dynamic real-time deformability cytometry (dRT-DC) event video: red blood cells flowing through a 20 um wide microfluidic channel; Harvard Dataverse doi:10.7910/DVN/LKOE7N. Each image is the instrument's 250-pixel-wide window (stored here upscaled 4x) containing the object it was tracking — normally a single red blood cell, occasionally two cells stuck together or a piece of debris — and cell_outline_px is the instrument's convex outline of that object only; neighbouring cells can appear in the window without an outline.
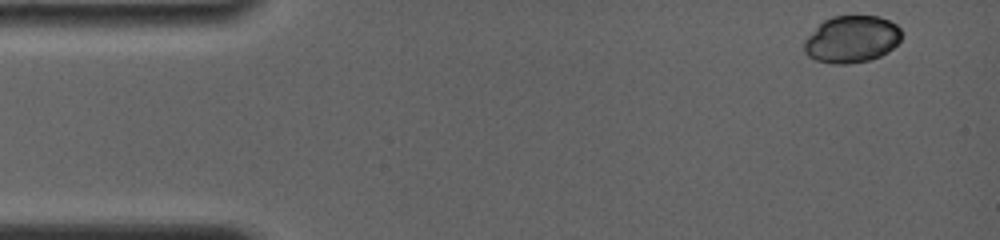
{"species": "common noctule bat (a hibernating species)", "species_latin": "Nyctalus noctula", "temperature_condition": "room temperature", "stored_images_in_passage": 32, "camera_frame_rate_fps": 4000, "um_per_image_px": 0.085, "animal": {"sex": "female", "body_mass_g": 19.0, "forearm_length_mm": 56.7}, "frame": {"image": 1, "passage_image": 1, "time_ms": 0.0, "image_size_px": [1000, 240], "cell_outline_px": [[900, 40], [888, 52], [880, 56], [868, 60], [848, 64], [832, 64], [816, 60], [808, 56], [804, 52], [804, 40], [824, 20], [832, 16], [880, 16], [896, 24], [900, 28]], "centroid_in_image_um": [72.38, 3.34], "position_along_channel_um": 12.6, "area_um2": 26.59}}
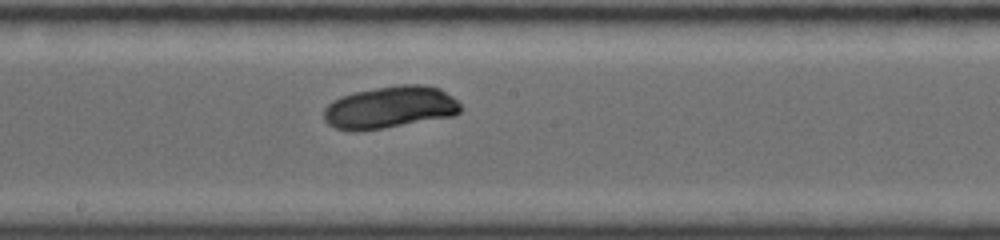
{"frame": {"image": 2, "passage_image": 18, "time_ms": 8.0, "image_size_px": [1000, 240], "cell_outline_px": [[460, 112], [452, 116], [356, 132], [348, 132], [336, 128], [328, 124], [324, 120], [324, 108], [332, 100], [340, 96], [356, 92], [396, 84], [420, 84], [440, 88], [452, 96], [460, 104]], "centroid_in_image_um": [33.1, 9.12], "position_along_channel_um": 215.1, "area_um2": 33.58}}
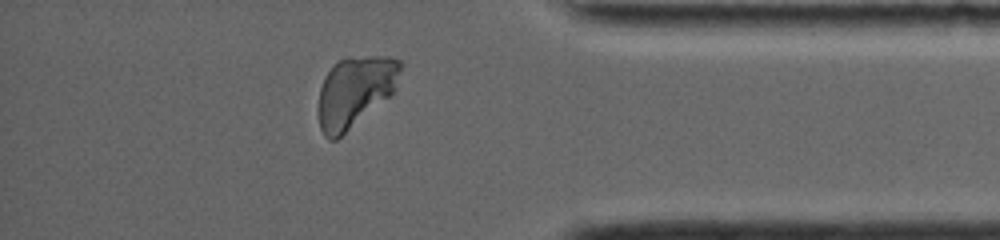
{"frame": {"image": 3, "passage_image": 30, "time_ms": 13.25, "image_size_px": [1000, 240], "cell_outline_px": [[400, 68], [392, 92], [388, 96], [336, 140], [328, 140], [324, 136], [320, 128], [316, 108], [320, 88], [324, 76], [340, 60], [348, 56], [384, 56], [400, 60]], "centroid_in_image_um": [30.08, 7.79], "position_along_channel_um": 405.1, "area_um2": 33.29}}